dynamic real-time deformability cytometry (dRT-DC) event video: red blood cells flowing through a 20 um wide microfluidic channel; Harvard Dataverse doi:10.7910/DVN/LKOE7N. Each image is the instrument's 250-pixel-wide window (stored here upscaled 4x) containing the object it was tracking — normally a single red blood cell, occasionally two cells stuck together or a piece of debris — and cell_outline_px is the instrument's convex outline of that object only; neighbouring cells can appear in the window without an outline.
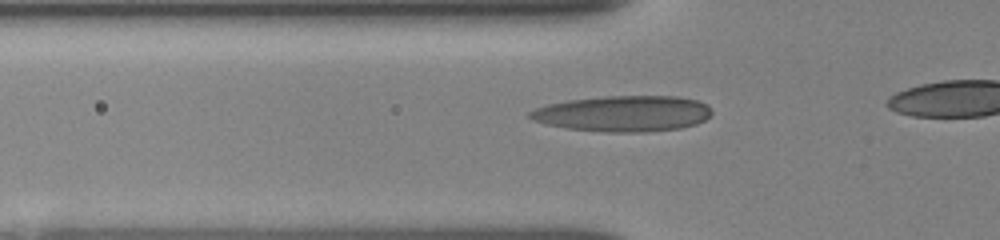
{"species": "human", "species_latin": "Homo sapiens", "temperature_condition": "room temperature", "stored_images_in_passage": 4, "camera_frame_rate_fps": 3000, "um_per_image_px": 0.085, "donor": {"sex": "female"}, "frame": {"image": 1, "passage_image": 2, "time_ms": 0.333, "image_size_px": [1000, 240], "cell_outline_px": [[712, 112], [704, 120], [696, 124], [680, 128], [644, 132], [608, 132], [568, 128], [544, 124], [532, 120], [528, 116], [528, 112], [536, 108], [548, 104], [568, 100], [604, 96], [680, 96], [696, 100], [708, 104]], "centroid_in_image_um": [52.97, 9.65], "position_along_channel_um": 72.8, "area_um2": 38.09}}